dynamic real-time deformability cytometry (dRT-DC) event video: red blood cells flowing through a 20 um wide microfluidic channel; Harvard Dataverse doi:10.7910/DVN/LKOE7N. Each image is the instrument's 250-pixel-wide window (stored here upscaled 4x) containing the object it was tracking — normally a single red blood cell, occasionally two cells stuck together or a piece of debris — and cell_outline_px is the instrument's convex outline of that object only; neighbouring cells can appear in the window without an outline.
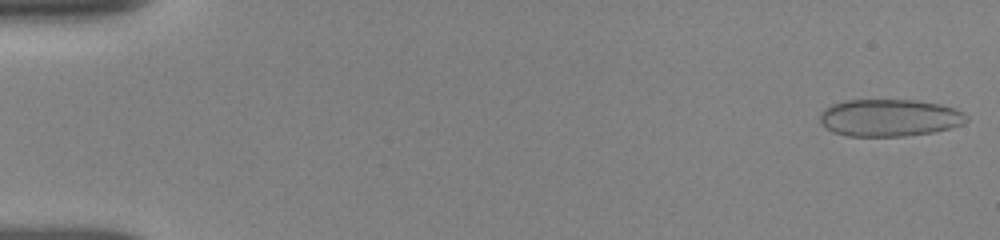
{"species": "human", "species_latin": "Homo sapiens", "temperature_condition": "room temperature", "stored_images_in_passage": 22, "camera_frame_rate_fps": 3000, "um_per_image_px": 0.085, "donor": {"sex": "female"}, "frame": {"image": 1, "passage_image": 1, "time_ms": 0.0, "image_size_px": [1000, 240], "cell_outline_px": [[968, 120], [964, 124], [932, 132], [904, 136], [848, 136], [832, 132], [820, 120], [820, 112], [824, 108], [832, 104], [844, 100], [916, 100], [940, 104], [956, 108], [964, 112], [968, 116]], "centroid_in_image_um": [75.62, 10.0], "position_along_channel_um": 9.4, "area_um2": 31.91}}
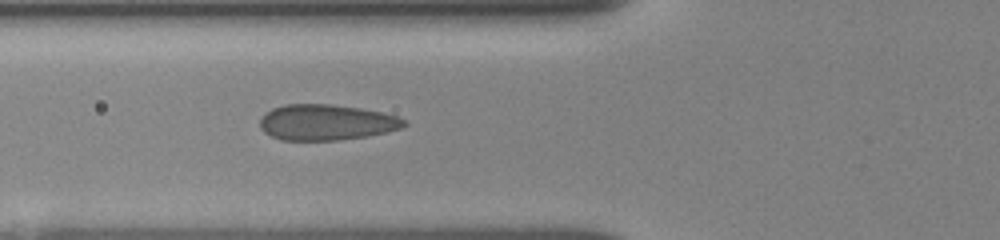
{"frame": {"image": 2, "passage_image": 17, "time_ms": 6.0, "image_size_px": [1000, 240], "cell_outline_px": [[408, 124], [400, 128], [388, 132], [368, 136], [340, 140], [280, 140], [264, 132], [260, 128], [260, 116], [264, 112], [272, 108], [284, 104], [328, 104], [360, 108], [384, 112], [396, 116], [404, 120]], "centroid_in_image_um": [27.71, 10.4], "position_along_channel_um": 98.1, "area_um2": 30.29}}
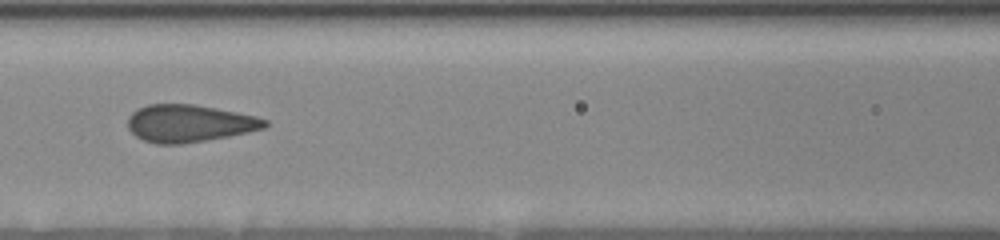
{"frame": {"image": 3, "passage_image": 21, "time_ms": 7.333, "image_size_px": [1000, 240], "cell_outline_px": [[268, 124], [264, 128], [248, 132], [228, 136], [180, 144], [156, 144], [144, 140], [136, 136], [128, 128], [128, 116], [136, 108], [148, 104], [192, 104], [236, 112], [256, 116], [268, 120]], "centroid_in_image_um": [16.06, 10.48], "position_along_channel_um": 150.5, "area_um2": 29.71}}